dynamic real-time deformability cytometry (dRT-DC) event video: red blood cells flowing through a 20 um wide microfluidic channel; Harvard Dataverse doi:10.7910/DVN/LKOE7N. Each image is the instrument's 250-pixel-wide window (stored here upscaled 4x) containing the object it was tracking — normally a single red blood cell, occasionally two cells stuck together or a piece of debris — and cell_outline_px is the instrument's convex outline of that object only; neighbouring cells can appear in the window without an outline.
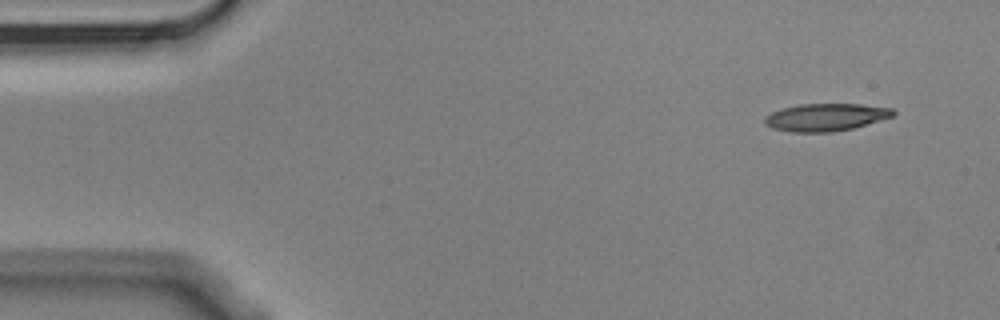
{"species": "Egyptian fruit bat (a non-hibernating species)", "species_latin": "Rousettus aegyptiacus", "temperature_condition": "cold", "stored_images_in_passage": 4, "camera_frame_rate_fps": 3000, "um_per_image_px": 0.085, "animal": {"sex": "male"}, "frame": {"image": 1, "passage_image": 1, "time_ms": 0.0, "image_size_px": [1000, 320], "cell_outline_px": [[896, 112], [892, 116], [852, 128], [832, 132], [792, 132], [772, 128], [764, 124], [764, 116], [772, 112], [784, 108], [800, 104], [860, 104], [892, 108]], "centroid_in_image_um": [70.15, 9.96], "position_along_channel_um": 14.9, "area_um2": 20.4}}